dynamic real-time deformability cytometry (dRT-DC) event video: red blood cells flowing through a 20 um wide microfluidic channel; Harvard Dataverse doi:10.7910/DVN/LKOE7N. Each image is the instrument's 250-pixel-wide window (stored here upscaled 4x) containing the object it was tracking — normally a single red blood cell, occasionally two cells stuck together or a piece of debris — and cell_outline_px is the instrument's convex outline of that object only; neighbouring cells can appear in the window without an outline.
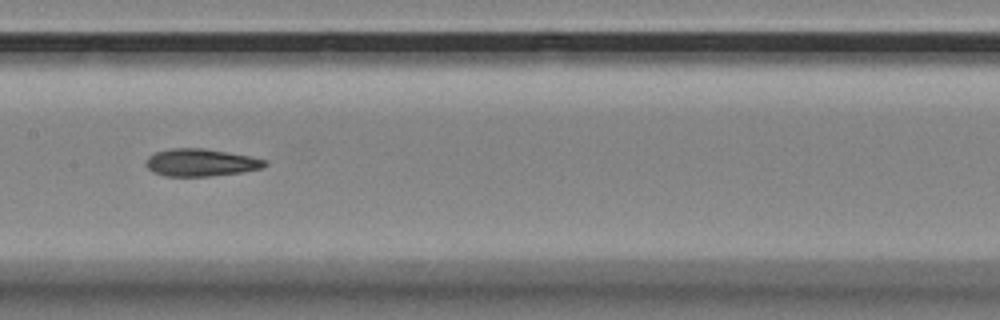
{"species": "Egyptian fruit bat (a non-hibernating species)", "species_latin": "Rousettus aegyptiacus", "temperature_condition": "room temperature", "stored_images_in_passage": 13, "camera_frame_rate_fps": 3000, "um_per_image_px": 0.085, "animal": {"sex": "female"}, "frame": {"image": 1, "passage_image": 8, "time_ms": 2.333, "image_size_px": [1000, 320], "cell_outline_px": [[268, 164], [260, 168], [240, 172], [208, 176], [164, 176], [152, 172], [144, 164], [148, 156], [156, 152], [172, 148], [204, 148], [248, 156], [268, 160]], "centroid_in_image_um": [17.02, 13.81], "position_along_channel_um": 190.4, "area_um2": 18.9}}
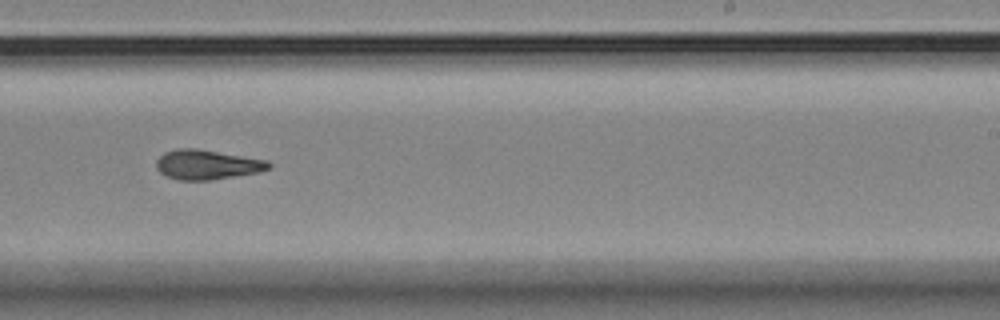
{"frame": {"image": 2, "passage_image": 10, "time_ms": 3.0, "image_size_px": [1000, 320], "cell_outline_px": [[272, 168], [260, 172], [208, 180], [180, 180], [168, 176], [160, 172], [156, 168], [156, 160], [164, 152], [176, 148], [196, 148], [268, 160], [272, 164]], "centroid_in_image_um": [17.62, 13.98], "position_along_channel_um": 271.4, "area_um2": 19.48}}
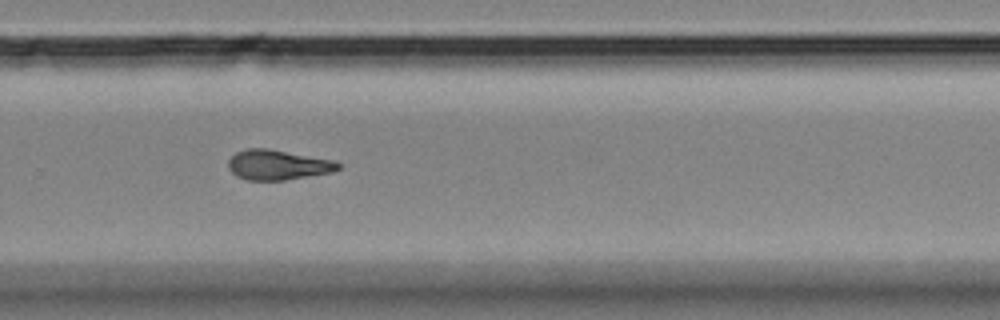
{"frame": {"image": 3, "passage_image": 11, "time_ms": 3.333, "image_size_px": [1000, 320], "cell_outline_px": [[340, 168], [332, 172], [284, 180], [248, 180], [236, 176], [228, 168], [228, 160], [236, 152], [248, 148], [268, 148], [336, 160], [340, 164]], "centroid_in_image_um": [23.62, 14.0], "position_along_channel_um": 306.2, "area_um2": 19.31}}